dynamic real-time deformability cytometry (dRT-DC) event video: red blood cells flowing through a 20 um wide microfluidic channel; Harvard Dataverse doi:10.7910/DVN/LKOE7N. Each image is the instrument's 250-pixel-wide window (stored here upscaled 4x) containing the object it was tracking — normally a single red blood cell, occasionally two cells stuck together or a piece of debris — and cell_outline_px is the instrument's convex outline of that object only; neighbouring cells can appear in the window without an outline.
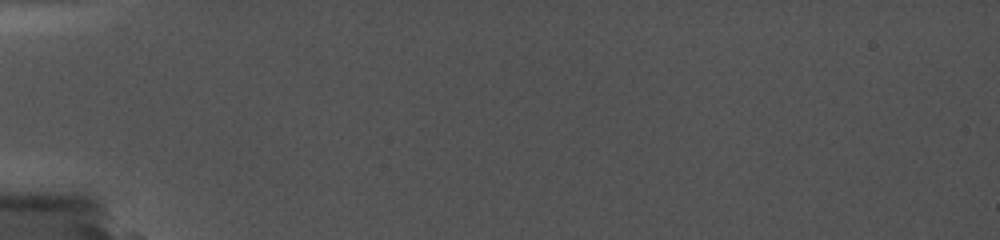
{"species": "common noctule bat (a hibernating species)", "species_latin": "Nyctalus noctula", "temperature_condition": "cold", "stored_images_in_passage": 2, "camera_frame_rate_fps": 5000, "um_per_image_px": 0.085, "animal": {"sex": "female", "body_mass_g": 19.0, "forearm_length_mm": 56.7}, "frame": {"image": 1, "passage_image": 1, "time_ms": 0.0, "image_size_px": [1000, 240], "cell_outline_px": [[688, 136], [628, 140], [564, 136], [524, 132], [516, 128], [528, 124], [656, 128], [688, 132]], "centroid_in_image_um": [51.2, 11.21], "position_along_channel_um": 33.8, "area_um2": 12.37}}